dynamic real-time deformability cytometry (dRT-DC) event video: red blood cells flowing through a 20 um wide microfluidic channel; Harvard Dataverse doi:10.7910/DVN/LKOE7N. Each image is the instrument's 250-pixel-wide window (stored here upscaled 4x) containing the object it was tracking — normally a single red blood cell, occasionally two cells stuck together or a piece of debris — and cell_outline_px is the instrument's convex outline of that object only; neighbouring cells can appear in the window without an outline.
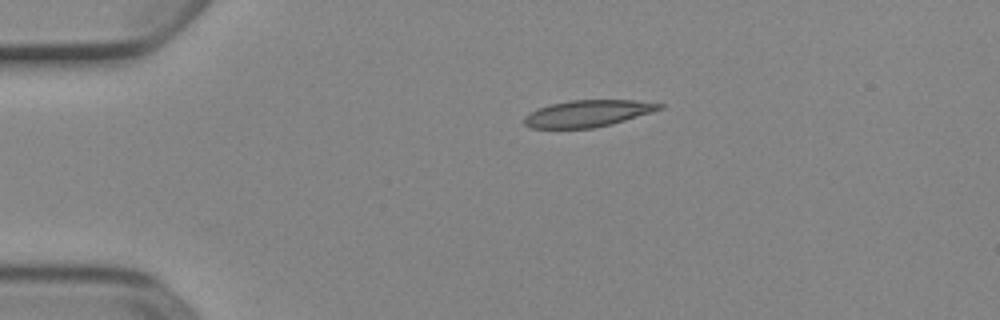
{"species": "Egyptian fruit bat (a non-hibernating species)", "species_latin": "Rousettus aegyptiacus", "temperature_condition": "cold", "stored_images_in_passage": 2, "camera_frame_rate_fps": 3000, "um_per_image_px": 0.085, "animal": {"sex": "female"}, "frame": {"image": 1, "passage_image": 1, "time_ms": 0.0, "image_size_px": [1000, 320], "cell_outline_px": [[664, 108], [652, 112], [612, 124], [592, 128], [532, 128], [524, 124], [524, 116], [528, 112], [536, 108], [548, 104], [568, 100], [632, 100], [664, 104]], "centroid_in_image_um": [49.92, 9.63], "position_along_channel_um": 35.1, "area_um2": 21.21}}